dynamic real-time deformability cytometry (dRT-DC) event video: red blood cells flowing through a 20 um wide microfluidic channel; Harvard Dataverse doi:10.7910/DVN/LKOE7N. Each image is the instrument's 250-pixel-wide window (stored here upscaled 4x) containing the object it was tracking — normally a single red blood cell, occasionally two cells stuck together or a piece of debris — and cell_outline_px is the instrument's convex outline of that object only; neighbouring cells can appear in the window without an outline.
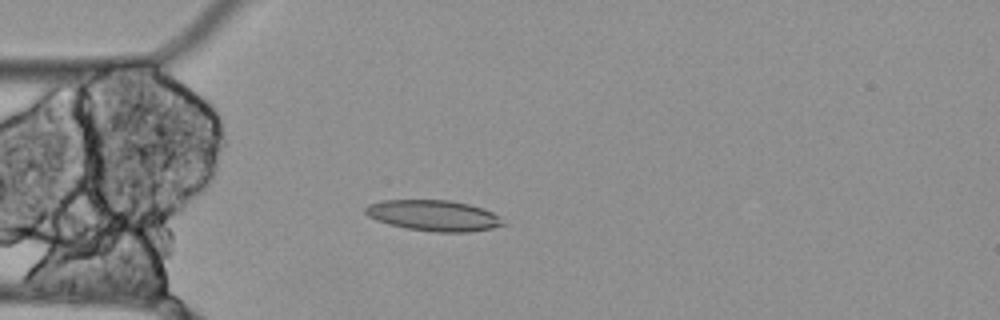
{"species": "Egyptian fruit bat (a non-hibernating species)", "species_latin": "Rousettus aegyptiacus", "temperature_condition": "cold", "stored_images_in_passage": 56, "camera_frame_rate_fps": 3000, "um_per_image_px": 0.085, "animal": {"sex": "female"}, "frame": {"image": 1, "passage_image": 15, "time_ms": 4.667, "image_size_px": [1000, 320], "cell_outline_px": [[508, 224], [492, 228], [468, 232], [436, 232], [408, 228], [388, 224], [376, 220], [368, 216], [364, 212], [364, 208], [368, 204], [384, 200], [448, 200], [468, 204], [484, 208], [500, 216]], "centroid_in_image_um": [36.88, 18.32], "position_along_channel_um": 48.1, "area_um2": 24.85}}
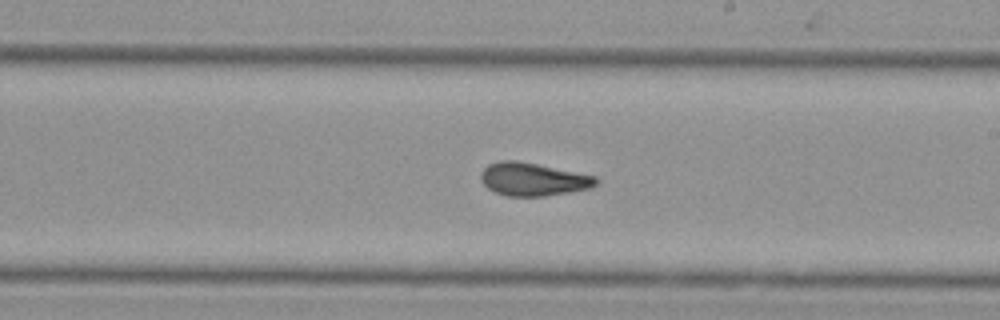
{"frame": {"image": 2, "passage_image": 32, "time_ms": 10.333, "image_size_px": [1000, 320], "cell_outline_px": [[600, 180], [596, 184], [588, 188], [568, 192], [544, 196], [508, 196], [496, 192], [488, 188], [480, 180], [480, 172], [488, 164], [500, 160], [516, 160], [596, 176]], "centroid_in_image_um": [45.27, 15.23], "position_along_channel_um": 243.7, "area_um2": 22.02}}
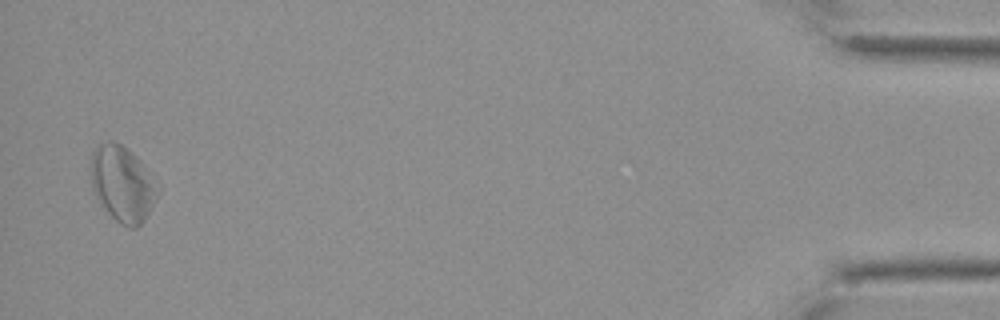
{"frame": {"image": 3, "passage_image": 55, "time_ms": 18.0, "image_size_px": [1000, 320], "cell_outline_px": [[160, 192], [144, 220], [136, 228], [128, 228], [120, 224], [100, 204], [92, 192], [92, 152], [96, 144], [112, 140], [120, 144], [136, 156], [140, 160], [160, 188]], "centroid_in_image_um": [10.41, 15.63], "position_along_channel_um": 424.8, "area_um2": 29.42}, "authors_computed_cell_mechanics": {"area_um2": 23.6402, "velocity_mm_per_s": 3.4683, "shape_relaxation_time_tau1_ms": null, "shape_relaxation_time_tau2_ms": 4.599, "deformation_change_tau1": null, "deformation_change_tau2": 0.1099}}